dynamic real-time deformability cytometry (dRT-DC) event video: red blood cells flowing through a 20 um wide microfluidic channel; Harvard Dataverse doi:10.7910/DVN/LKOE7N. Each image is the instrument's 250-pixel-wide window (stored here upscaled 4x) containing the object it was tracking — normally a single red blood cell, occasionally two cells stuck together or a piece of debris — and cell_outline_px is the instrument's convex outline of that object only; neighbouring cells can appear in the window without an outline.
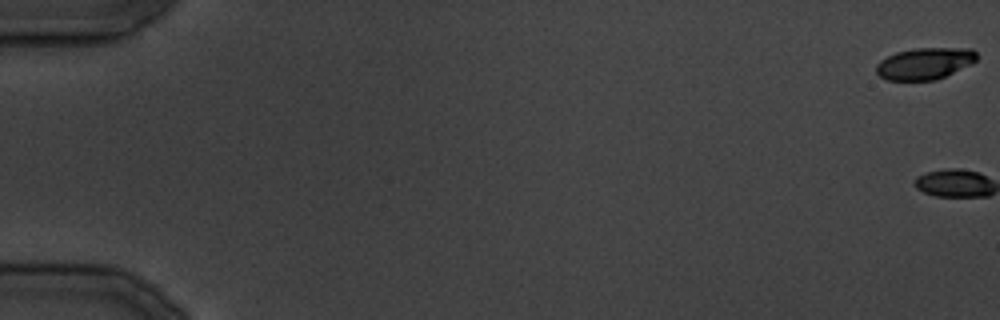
{"species": "common noctule bat (a hibernating species)", "species_latin": "Nyctalus noctula", "temperature_condition": "cold", "stored_images_in_passage": 2, "camera_frame_rate_fps": 3000, "um_per_image_px": 0.085, "animal": {"sex": "male", "body_mass_g": 19.5, "forearm_length_mm": 54.6}, "frame": {"image": 1, "passage_image": 1, "time_ms": 0.0, "image_size_px": [1000, 320], "cell_outline_px": [[976, 60], [972, 64], [936, 80], [884, 80], [876, 72], [876, 64], [880, 60], [896, 52], [916, 48], [972, 48], [976, 52]], "centroid_in_image_um": [78.6, 5.4], "position_along_channel_um": 6.4, "area_um2": 18.61}}